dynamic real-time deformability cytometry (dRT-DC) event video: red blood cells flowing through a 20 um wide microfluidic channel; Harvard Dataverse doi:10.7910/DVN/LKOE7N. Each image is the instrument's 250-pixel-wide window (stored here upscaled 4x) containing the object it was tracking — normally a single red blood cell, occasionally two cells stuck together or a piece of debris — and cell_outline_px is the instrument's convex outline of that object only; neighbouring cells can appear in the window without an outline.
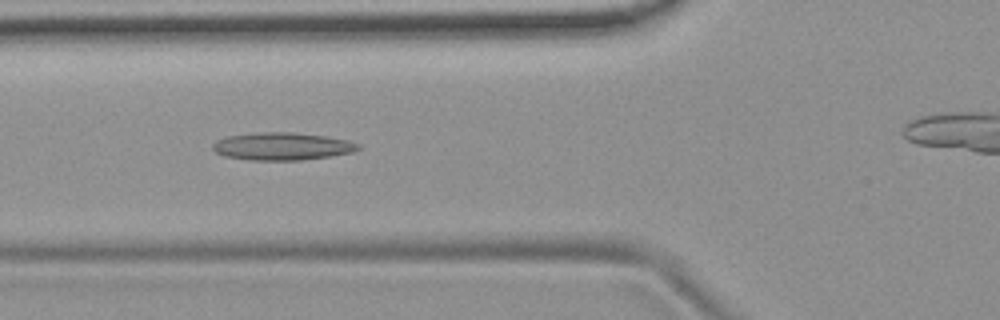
{"species": "common noctule bat (a hibernating species)", "species_latin": "Nyctalus noctula", "temperature_condition": "room temperature", "stored_images_in_passage": 40, "camera_frame_rate_fps": 3000, "um_per_image_px": 0.085, "animal": {"sex": "female", "body_mass_g": 19.9}, "frame": {"image": 1, "passage_image": 13, "time_ms": 4.0, "image_size_px": [1000, 320], "cell_outline_px": [[360, 148], [352, 152], [328, 156], [300, 160], [248, 160], [224, 156], [216, 152], [212, 148], [212, 144], [216, 140], [228, 136], [260, 132], [292, 132], [328, 136], [348, 140], [360, 144]], "centroid_in_image_um": [23.97, 12.43], "position_along_channel_um": 101.8, "area_um2": 23.41}}
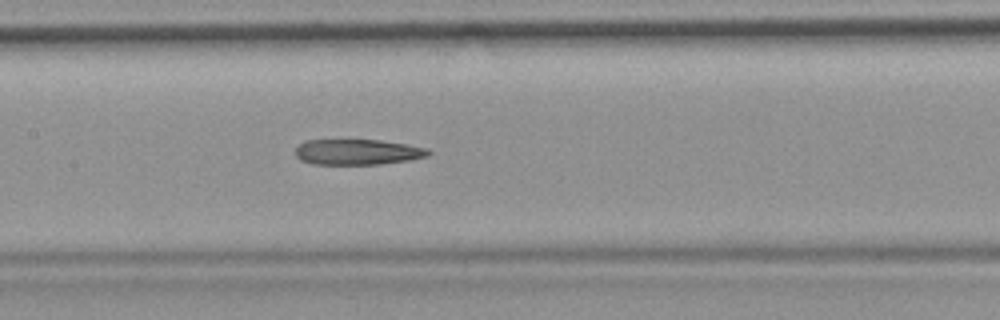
{"frame": {"image": 2, "passage_image": 19, "time_ms": 6.0, "image_size_px": [1000, 320], "cell_outline_px": [[432, 152], [428, 156], [408, 160], [380, 164], [312, 164], [300, 160], [296, 156], [296, 148], [304, 140], [380, 140], [428, 148]], "centroid_in_image_um": [30.38, 12.92], "position_along_channel_um": 177.0, "area_um2": 19.77}}
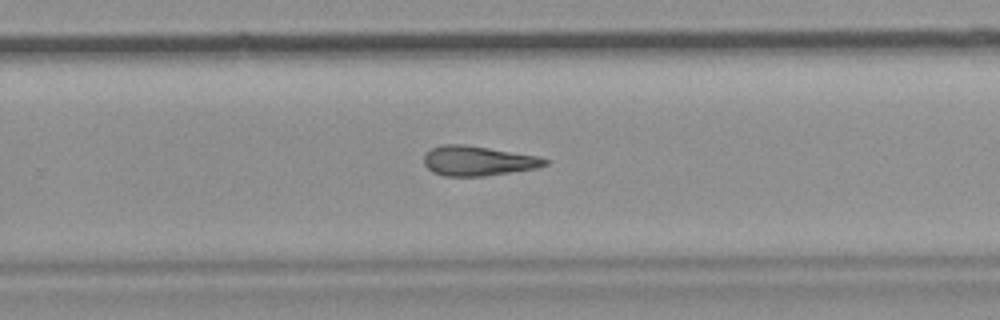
{"frame": {"image": 3, "passage_image": 28, "time_ms": 9.0, "image_size_px": [1000, 320], "cell_outline_px": [[552, 160], [548, 164], [536, 168], [484, 176], [444, 176], [432, 172], [424, 164], [424, 156], [432, 148], [440, 144], [464, 144], [540, 156]], "centroid_in_image_um": [40.65, 13.67], "position_along_channel_um": 289.1, "area_um2": 21.1}}